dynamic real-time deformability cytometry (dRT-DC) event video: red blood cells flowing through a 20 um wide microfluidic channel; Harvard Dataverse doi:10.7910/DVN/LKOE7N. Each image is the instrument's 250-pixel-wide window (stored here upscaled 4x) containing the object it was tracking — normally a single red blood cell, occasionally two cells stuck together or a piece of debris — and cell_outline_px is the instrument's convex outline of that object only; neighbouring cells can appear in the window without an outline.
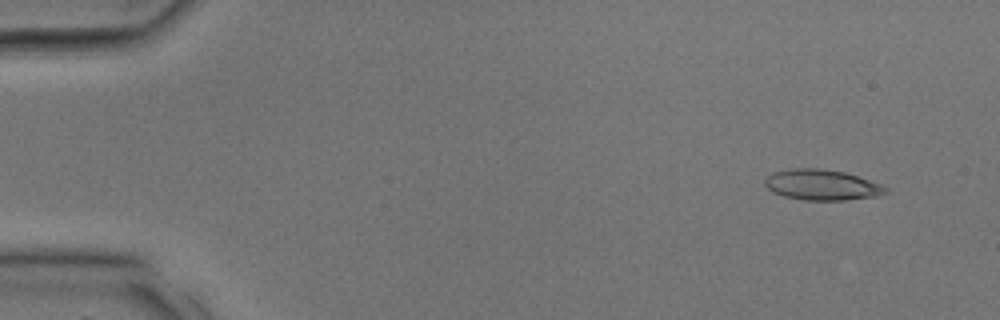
{"species": "common noctule bat (a hibernating species)", "species_latin": "Nyctalus noctula", "temperature_condition": "room temperature", "stored_images_in_passage": 33, "camera_frame_rate_fps": 3000, "um_per_image_px": 0.085, "animal": {"sex": "male", "body_mass_g": 17.9, "forearm_length_mm": 54.2}, "frame": {"image": 1, "passage_image": 3, "time_ms": 0.667, "image_size_px": [1000, 320], "cell_outline_px": [[888, 192], [880, 196], [844, 200], [804, 200], [784, 196], [772, 192], [764, 184], [764, 180], [772, 172], [792, 168], [820, 168], [844, 172], [880, 184], [888, 188]], "centroid_in_image_um": [69.85, 15.72], "position_along_channel_um": 15.2, "area_um2": 21.56}}
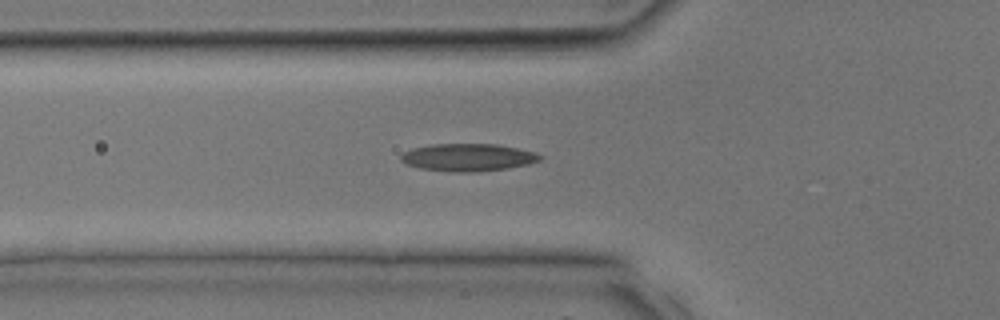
{"frame": {"image": 2, "passage_image": 12, "time_ms": 3.667, "image_size_px": [1000, 320], "cell_outline_px": [[544, 156], [540, 160], [528, 164], [508, 168], [476, 172], [456, 172], [420, 168], [408, 164], [400, 160], [400, 156], [404, 152], [412, 148], [432, 144], [496, 144], [536, 152]], "centroid_in_image_um": [39.8, 13.37], "position_along_channel_um": 86.0, "area_um2": 22.25}}
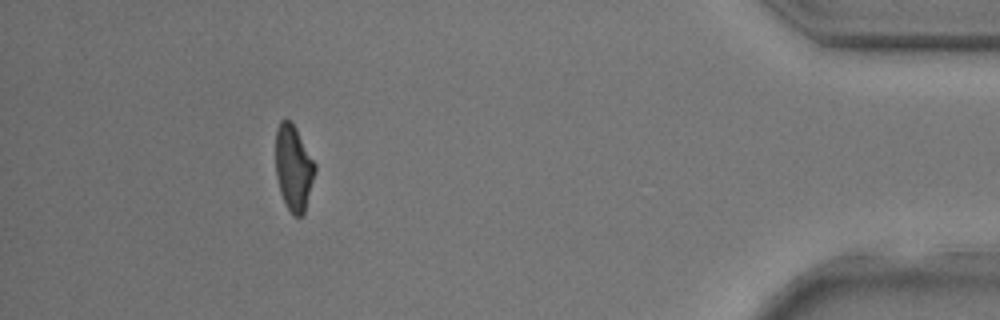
{"frame": {"image": 3, "passage_image": 30, "time_ms": 9.667, "image_size_px": [1000, 320], "cell_outline_px": [[316, 172], [304, 212], [300, 216], [292, 216], [284, 204], [280, 192], [276, 176], [276, 128], [280, 120], [292, 120], [316, 164]], "centroid_in_image_um": [24.95, 14.26], "position_along_channel_um": 410.3, "area_um2": 19.88}}